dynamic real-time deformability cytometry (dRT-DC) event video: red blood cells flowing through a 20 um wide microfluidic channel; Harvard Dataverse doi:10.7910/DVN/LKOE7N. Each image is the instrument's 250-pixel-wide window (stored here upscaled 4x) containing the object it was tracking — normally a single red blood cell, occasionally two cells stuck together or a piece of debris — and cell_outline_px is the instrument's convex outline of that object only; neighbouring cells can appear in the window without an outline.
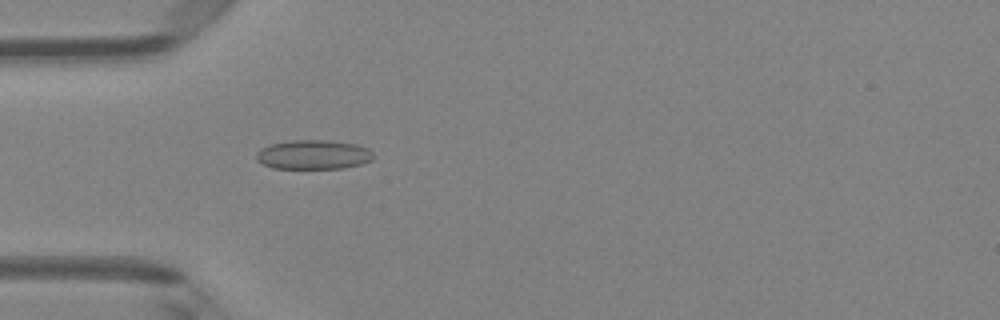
{"species": "Egyptian fruit bat (a non-hibernating species)", "species_latin": "Rousettus aegyptiacus", "temperature_condition": "room temperature", "stored_images_in_passage": 5, "camera_frame_rate_fps": 3000, "um_per_image_px": 0.085, "animal": {"sex": "female"}, "frame": {"image": 1, "passage_image": 5, "time_ms": 4.333, "image_size_px": [1000, 320], "cell_outline_px": [[372, 160], [360, 164], [344, 168], [272, 168], [256, 160], [256, 152], [260, 148], [268, 144], [292, 140], [328, 140], [356, 144], [368, 148], [372, 152]], "centroid_in_image_um": [26.6, 13.13], "position_along_channel_um": 58.4, "area_um2": 20.06}}